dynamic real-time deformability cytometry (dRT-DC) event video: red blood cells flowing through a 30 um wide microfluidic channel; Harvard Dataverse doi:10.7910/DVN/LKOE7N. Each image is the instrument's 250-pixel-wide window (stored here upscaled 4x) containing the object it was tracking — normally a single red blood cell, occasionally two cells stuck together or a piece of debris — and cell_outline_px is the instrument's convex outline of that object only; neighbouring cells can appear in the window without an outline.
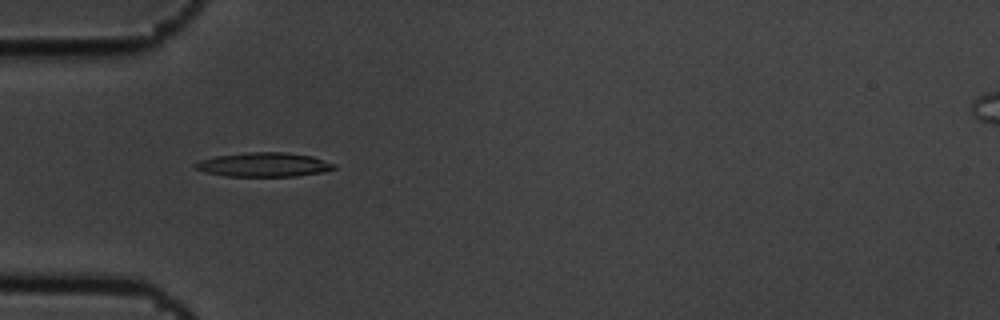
{"species": "common noctule bat (a hibernating species)", "species_latin": "Nyctalus noctula", "temperature_condition": "cold", "stored_images_in_passage": 3, "camera_frame_rate_fps": 3000, "um_per_image_px": 0.085, "animal": {"sex": "male", "body_mass_g": 19.5, "forearm_length_mm": 54.6}, "frame": {"image": 1, "passage_image": 3, "time_ms": 0.667, "image_size_px": [1000, 320], "cell_outline_px": [[336, 168], [320, 172], [296, 176], [224, 176], [204, 172], [196, 168], [192, 164], [200, 160], [216, 156], [248, 152], [284, 152], [312, 156], [336, 164]], "centroid_in_image_um": [22.4, 13.99], "position_along_channel_um": 62.6, "area_um2": 19.48}}